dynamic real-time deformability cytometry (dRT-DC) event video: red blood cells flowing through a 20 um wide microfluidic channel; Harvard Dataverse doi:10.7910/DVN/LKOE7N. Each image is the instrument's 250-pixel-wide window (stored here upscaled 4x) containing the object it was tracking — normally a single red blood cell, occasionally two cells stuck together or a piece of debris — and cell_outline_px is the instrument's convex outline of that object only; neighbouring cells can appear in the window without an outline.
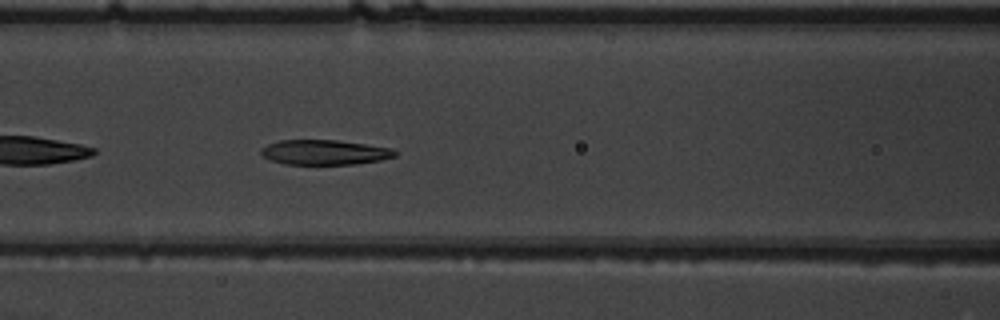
{"species": "common noctule bat (a hibernating species)", "species_latin": "Nyctalus noctula", "temperature_condition": "warm", "stored_images_in_passage": 37, "camera_frame_rate_fps": 3000, "um_per_image_px": 0.085, "animal": {"sex": "male", "body_mass_g": 19.5, "forearm_length_mm": 54.6}, "frame": {"image": 1, "passage_image": 7, "time_ms": 2.0, "image_size_px": [1000, 320], "cell_outline_px": [[400, 152], [396, 156], [380, 160], [356, 164], [284, 164], [272, 160], [264, 156], [260, 152], [260, 148], [268, 144], [280, 140], [336, 140], [392, 148]], "centroid_in_image_um": [27.61, 12.94], "position_along_channel_um": 139.0, "area_um2": 19.42}}
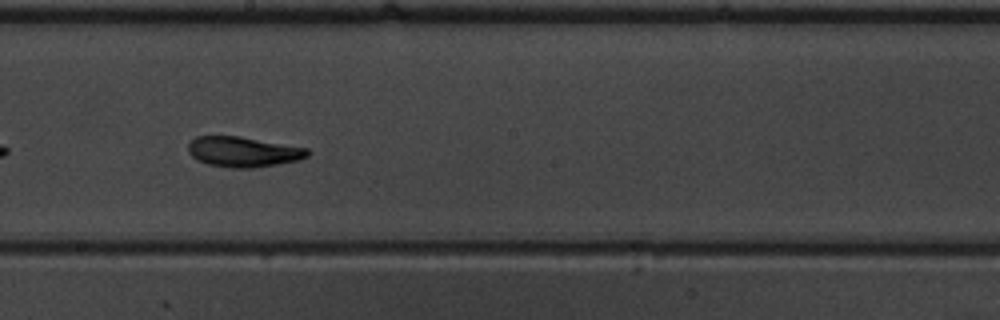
{"frame": {"image": 2, "passage_image": 14, "time_ms": 4.333, "image_size_px": [1000, 320], "cell_outline_px": [[312, 152], [308, 156], [300, 160], [252, 168], [232, 168], [208, 164], [196, 160], [188, 152], [188, 144], [196, 136], [240, 136], [308, 148]], "centroid_in_image_um": [20.69, 12.9], "position_along_channel_um": 227.5, "area_um2": 21.15}}
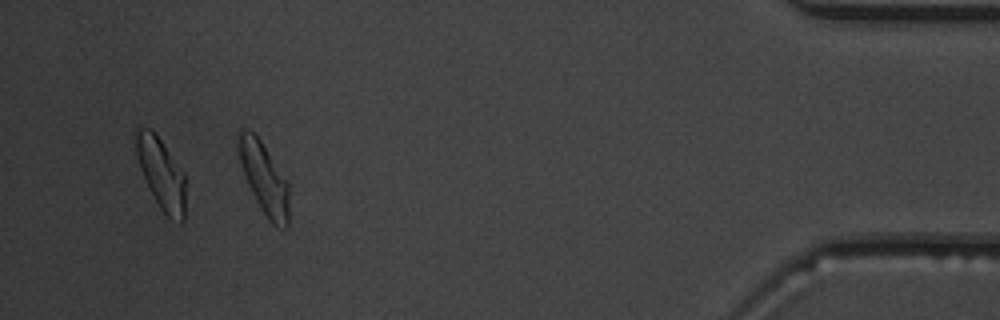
{"frame": {"image": 3, "passage_image": 33, "time_ms": 10.667, "image_size_px": [1000, 320], "cell_outline_px": [[288, 228], [276, 228], [268, 220], [252, 192], [248, 184], [236, 148], [236, 132], [240, 128], [244, 128], [252, 132], [260, 140], [288, 180]], "centroid_in_image_um": [22.43, 15.12], "position_along_channel_um": 412.8, "area_um2": 21.15}, "authors_computed_cell_mechanics": {"area_um2": 20.5768, "velocity_mm_per_s": 3.8132, "shape_relaxation_time_tau1_ms": 3.9429, "shape_relaxation_time_tau2_ms": 2.891, "deformation_change_tau1": 0.1701, "deformation_change_tau2": 0.108}}